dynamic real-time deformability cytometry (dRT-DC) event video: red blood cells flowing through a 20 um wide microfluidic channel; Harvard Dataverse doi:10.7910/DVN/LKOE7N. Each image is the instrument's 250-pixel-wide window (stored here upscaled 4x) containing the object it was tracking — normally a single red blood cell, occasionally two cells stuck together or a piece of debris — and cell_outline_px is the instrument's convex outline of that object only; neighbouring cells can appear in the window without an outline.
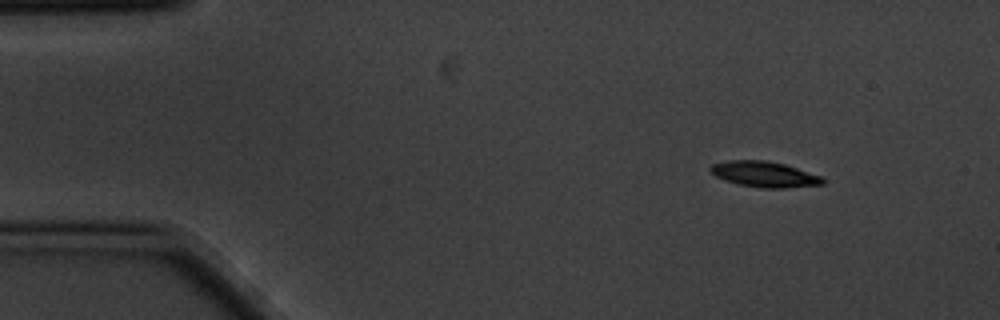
{"species": "common noctule bat (a hibernating species)", "species_latin": "Nyctalus noctula", "temperature_condition": "cold", "stored_images_in_passage": 6, "camera_frame_rate_fps": 3000, "um_per_image_px": 0.085, "animal": {"sex": "male", "body_mass_g": 20.1, "forearm_length_mm": 53.5}, "frame": {"image": 1, "passage_image": 1, "time_ms": 0.0, "image_size_px": [1000, 320], "cell_outline_px": [[824, 184], [788, 188], [760, 188], [736, 184], [724, 180], [716, 176], [708, 168], [712, 164], [728, 160], [764, 160], [784, 164], [820, 176], [824, 180]], "centroid_in_image_um": [64.93, 14.82], "position_along_channel_um": 20.1, "area_um2": 16.76}}
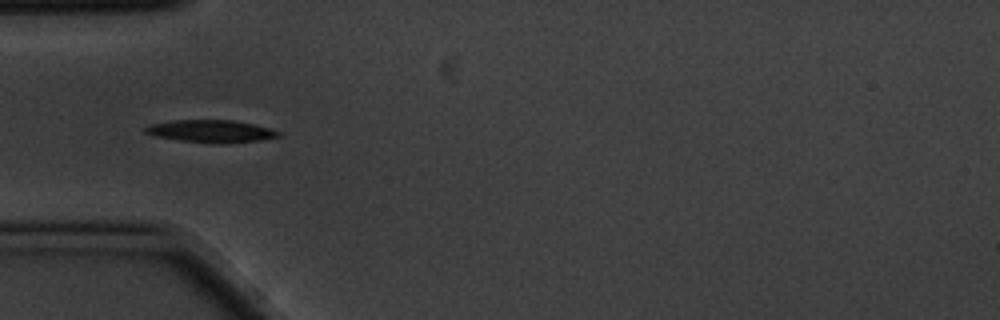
{"frame": {"image": 2, "passage_image": 4, "time_ms": 1.0, "image_size_px": [1000, 320], "cell_outline_px": [[280, 136], [260, 140], [224, 144], [216, 144], [180, 140], [156, 136], [144, 132], [144, 128], [152, 124], [172, 120], [232, 120], [252, 124], [268, 128], [280, 132]], "centroid_in_image_um": [17.93, 11.16], "position_along_channel_um": 67.1, "area_um2": 17.28}}